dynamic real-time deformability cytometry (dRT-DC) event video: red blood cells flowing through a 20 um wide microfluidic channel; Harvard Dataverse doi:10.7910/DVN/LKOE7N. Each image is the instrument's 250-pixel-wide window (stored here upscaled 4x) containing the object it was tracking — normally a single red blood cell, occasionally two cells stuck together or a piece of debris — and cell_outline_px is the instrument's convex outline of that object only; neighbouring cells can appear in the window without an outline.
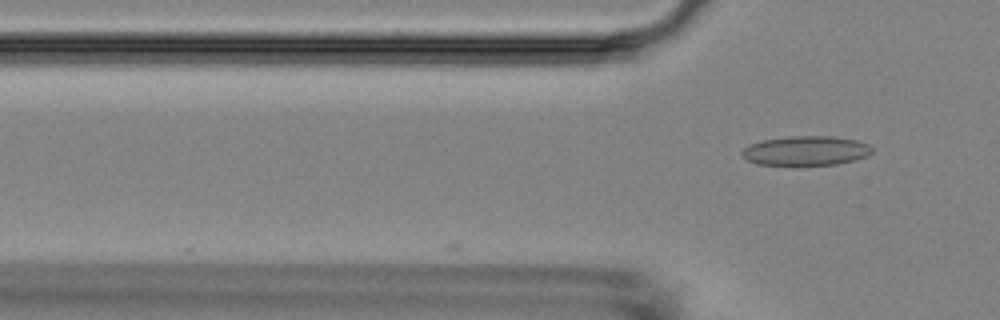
{"species": "Egyptian fruit bat (a non-hibernating species)", "species_latin": "Rousettus aegyptiacus", "temperature_condition": "room temperature", "stored_images_in_passage": 4, "camera_frame_rate_fps": 3000, "um_per_image_px": 0.085, "animal": {"sex": "female"}, "frame": {"image": 1, "passage_image": 4, "time_ms": 4.0, "image_size_px": [1000, 320], "cell_outline_px": [[872, 152], [868, 156], [836, 164], [756, 164], [748, 160], [740, 152], [748, 144], [764, 140], [788, 136], [832, 136], [856, 140], [868, 144], [872, 148]], "centroid_in_image_um": [68.5, 12.79], "position_along_channel_um": 57.3, "area_um2": 22.02}}